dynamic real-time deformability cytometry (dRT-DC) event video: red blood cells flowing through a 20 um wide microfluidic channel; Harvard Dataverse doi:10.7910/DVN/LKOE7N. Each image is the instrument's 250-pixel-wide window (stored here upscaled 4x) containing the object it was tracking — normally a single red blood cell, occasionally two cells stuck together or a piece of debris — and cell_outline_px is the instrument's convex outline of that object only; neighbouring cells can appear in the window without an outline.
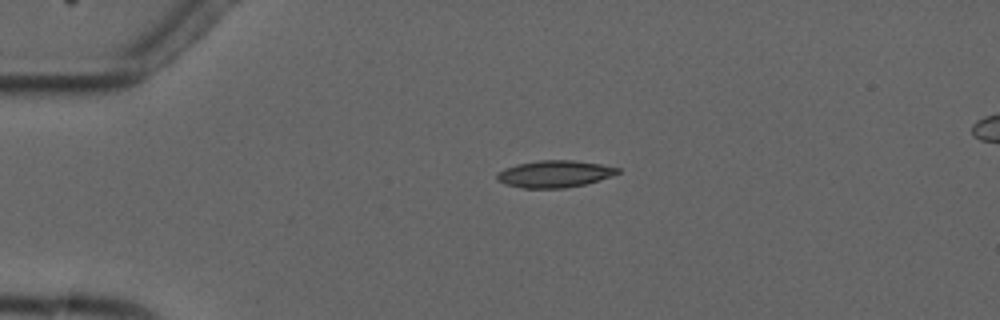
{"species": "common noctule bat (a hibernating species)", "species_latin": "Nyctalus noctula", "temperature_condition": "cold", "stored_images_in_passage": 5, "camera_frame_rate_fps": 3000, "um_per_image_px": 0.085, "animal": {"sex": "male", "forearm_length_mm": 52.5}, "frame": {"image": 1, "passage_image": 3, "time_ms": 3.333, "image_size_px": [1000, 320], "cell_outline_px": [[620, 172], [584, 184], [564, 188], [524, 188], [504, 184], [496, 180], [496, 172], [504, 168], [516, 164], [540, 160], [572, 160], [600, 164], [620, 168]], "centroid_in_image_um": [47.05, 14.78], "position_along_channel_um": 37.9, "area_um2": 18.84}}